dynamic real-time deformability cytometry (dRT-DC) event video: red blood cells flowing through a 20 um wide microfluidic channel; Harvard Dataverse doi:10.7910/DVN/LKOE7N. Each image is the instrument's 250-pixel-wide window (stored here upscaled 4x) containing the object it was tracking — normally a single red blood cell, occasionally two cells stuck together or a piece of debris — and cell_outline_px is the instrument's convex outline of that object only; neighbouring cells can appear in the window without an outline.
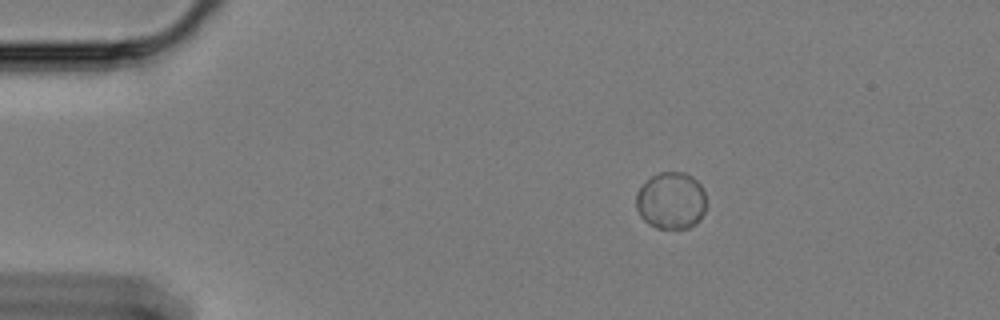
{"species": "Egyptian fruit bat (a non-hibernating species)", "species_latin": "Rousettus aegyptiacus", "temperature_condition": "cold", "stored_images_in_passage": 51, "camera_frame_rate_fps": 3000, "um_per_image_px": 0.085, "animal": {"sex": "female"}, "frame": {"image": 1, "passage_image": 1, "time_ms": 0.0, "image_size_px": [1000, 320], "cell_outline_px": [[704, 212], [700, 220], [696, 224], [688, 228], [656, 228], [648, 224], [640, 216], [636, 208], [636, 192], [652, 176], [660, 172], [684, 172], [692, 176], [704, 188]], "centroid_in_image_um": [57.04, 17.06], "position_along_channel_um": 28.0, "area_um2": 23.35}}
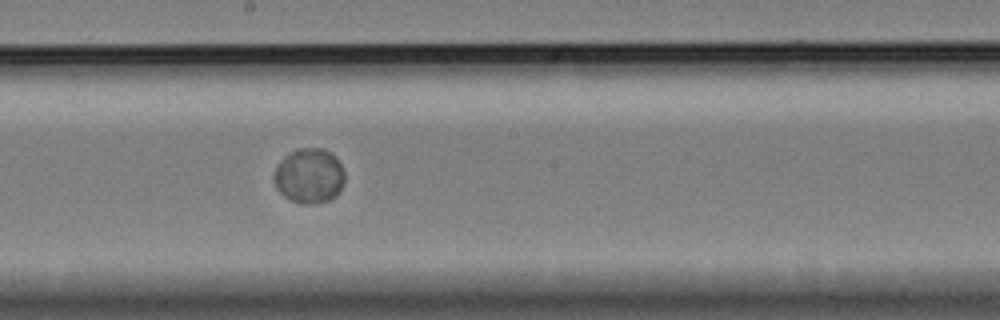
{"frame": {"image": 2, "passage_image": 24, "time_ms": 7.667, "image_size_px": [1000, 320], "cell_outline_px": [[344, 184], [340, 192], [336, 196], [328, 200], [312, 204], [300, 204], [288, 200], [276, 188], [272, 180], [272, 176], [280, 160], [284, 156], [296, 148], [324, 148], [336, 156], [344, 172]], "centroid_in_image_um": [26.27, 14.95], "position_along_channel_um": 221.9, "area_um2": 23.12}}
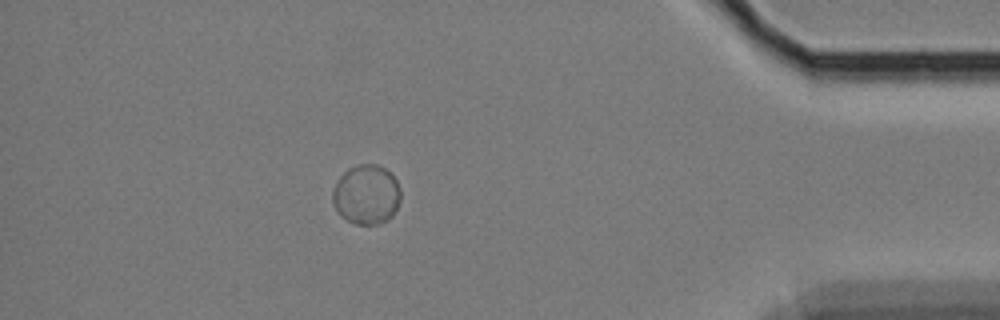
{"frame": {"image": 3, "passage_image": 44, "time_ms": 14.333, "image_size_px": [1000, 320], "cell_outline_px": [[400, 200], [392, 216], [388, 220], [376, 224], [356, 224], [340, 216], [332, 204], [332, 192], [340, 176], [348, 168], [356, 164], [376, 164], [384, 168], [396, 180], [400, 188]], "centroid_in_image_um": [31.12, 16.54], "position_along_channel_um": 404.1, "area_um2": 23.64}}